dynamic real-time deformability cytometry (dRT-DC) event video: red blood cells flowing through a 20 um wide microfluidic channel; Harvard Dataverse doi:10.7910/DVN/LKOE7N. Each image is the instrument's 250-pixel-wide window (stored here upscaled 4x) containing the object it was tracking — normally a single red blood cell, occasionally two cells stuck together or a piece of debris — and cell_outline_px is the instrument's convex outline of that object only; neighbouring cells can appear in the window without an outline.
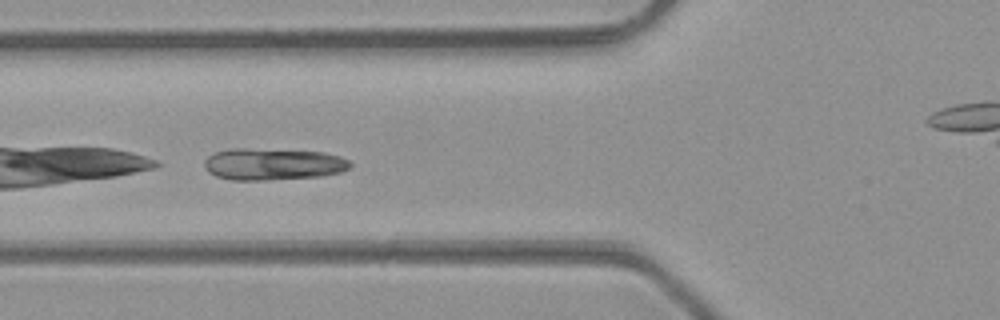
{"species": "common noctule bat (a hibernating species)", "species_latin": "Nyctalus noctula", "temperature_condition": "room temperature", "stored_images_in_passage": 30, "camera_frame_rate_fps": 3000, "um_per_image_px": 0.085, "animal": {"sex": "male", "body_mass_g": 23.1, "forearm_length_mm": 52.7}, "frame": {"image": 1, "passage_image": 5, "time_ms": 1.333, "image_size_px": [1000, 320], "cell_outline_px": [[352, 164], [348, 168], [340, 172], [320, 176], [264, 180], [232, 180], [216, 176], [208, 172], [204, 164], [204, 160], [212, 152], [228, 148], [248, 148], [324, 152], [340, 156], [348, 160]], "centroid_in_image_um": [23.15, 13.94], "position_along_channel_um": 102.6, "area_um2": 27.17}}
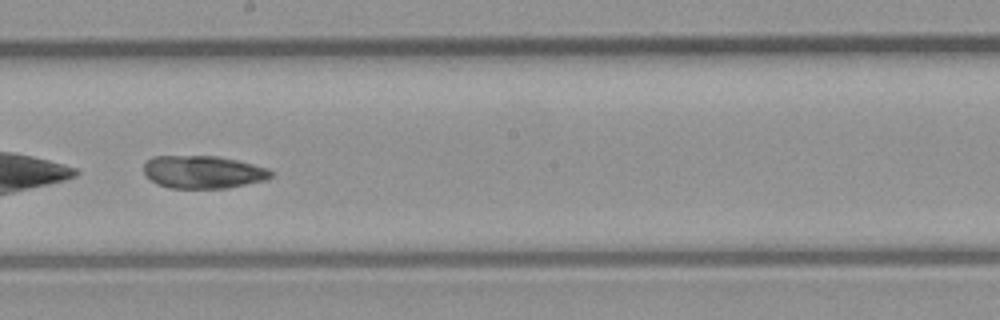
{"frame": {"image": 2, "passage_image": 14, "time_ms": 4.333, "image_size_px": [1000, 320], "cell_outline_px": [[272, 176], [268, 180], [228, 188], [168, 188], [156, 184], [144, 172], [144, 164], [152, 156], [216, 156], [236, 160], [268, 168], [272, 172]], "centroid_in_image_um": [17.28, 14.63], "position_along_channel_um": 230.9, "area_um2": 24.33}}
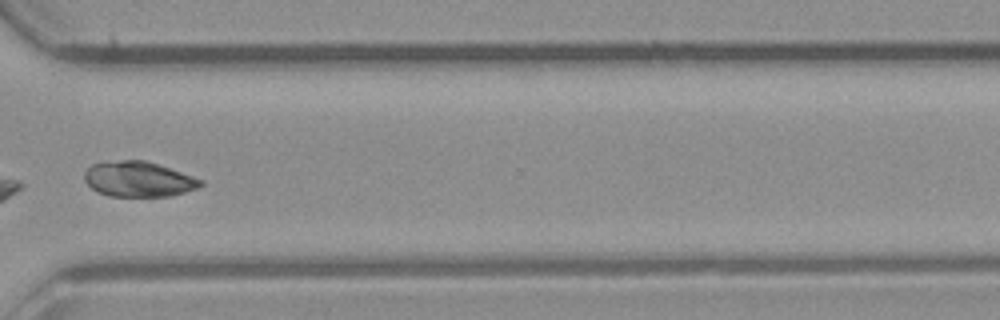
{"frame": {"image": 3, "passage_image": 23, "time_ms": 7.333, "image_size_px": [1000, 320], "cell_outline_px": [[204, 184], [196, 188], [172, 196], [108, 196], [96, 192], [84, 180], [84, 172], [92, 164], [120, 160], [144, 160], [204, 180]], "centroid_in_image_um": [11.75, 15.24], "position_along_channel_um": 358.9, "area_um2": 23.7}}